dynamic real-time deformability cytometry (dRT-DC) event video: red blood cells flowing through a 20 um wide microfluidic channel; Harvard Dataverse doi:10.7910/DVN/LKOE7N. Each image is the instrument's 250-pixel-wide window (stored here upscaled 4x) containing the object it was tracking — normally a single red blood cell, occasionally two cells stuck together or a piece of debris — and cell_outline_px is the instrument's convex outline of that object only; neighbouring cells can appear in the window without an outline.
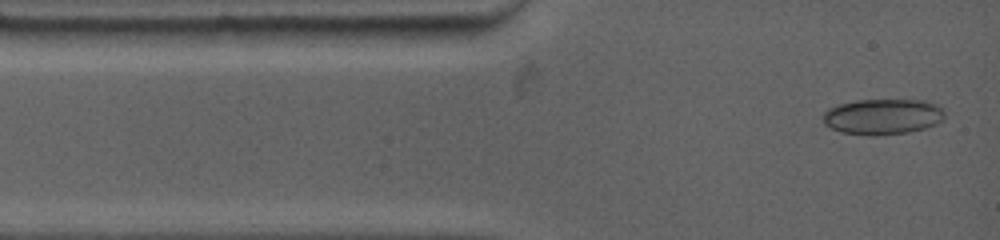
{"species": "common noctule bat (a hibernating species)", "species_latin": "Nyctalus noctula", "temperature_condition": "warm", "stored_images_in_passage": 39, "camera_frame_rate_fps": 4500, "um_per_image_px": 0.085, "animal": {"sex": "female", "body_mass_g": 19.0, "forearm_length_mm": 53.3}, "frame": {"image": 1, "passage_image": 1, "time_ms": 0.0, "image_size_px": [1000, 240], "cell_outline_px": [[944, 116], [936, 124], [924, 128], [908, 132], [872, 136], [840, 132], [824, 124], [824, 112], [828, 108], [840, 104], [856, 100], [924, 100], [940, 104], [944, 112]], "centroid_in_image_um": [75.04, 9.9], "position_along_channel_um": 10.0, "area_um2": 25.32}}
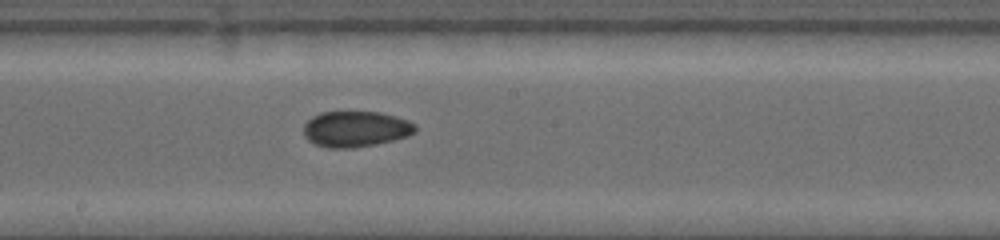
{"frame": {"image": 2, "passage_image": 16, "time_ms": 6.444, "image_size_px": [1000, 240], "cell_outline_px": [[416, 132], [408, 136], [376, 144], [352, 148], [328, 148], [316, 144], [308, 140], [304, 136], [304, 124], [312, 116], [320, 112], [380, 112], [396, 116], [408, 120], [416, 124]], "centroid_in_image_um": [30.24, 10.96], "position_along_channel_um": 218.0, "area_um2": 23.41}}
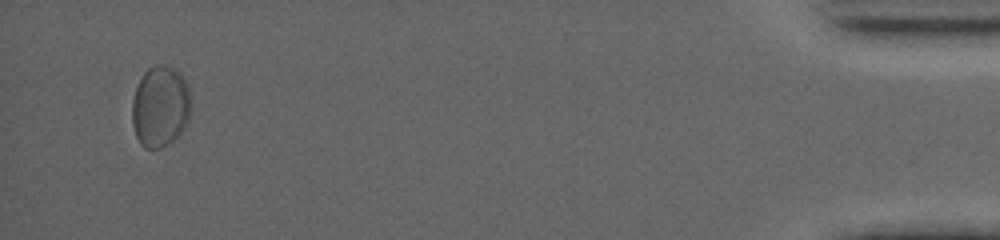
{"frame": {"image": 3, "passage_image": 35, "time_ms": 15.111, "image_size_px": [1000, 240], "cell_outline_px": [[188, 116], [180, 132], [172, 140], [160, 148], [144, 148], [140, 144], [136, 136], [132, 124], [132, 100], [136, 88], [144, 72], [148, 68], [156, 64], [164, 64], [176, 68], [180, 72], [188, 88]], "centroid_in_image_um": [13.57, 9.02], "position_along_channel_um": 421.6, "area_um2": 27.4}, "authors_computed_cell_mechanics": {"area_um2": 23.7558, "velocity_mm_per_s": 3.7704, "shape_relaxation_time_tau1_ms": null, "shape_relaxation_time_tau2_ms": 4.4032, "deformation_change_tau1": null, "deformation_change_tau2": 0.055}}